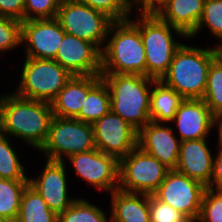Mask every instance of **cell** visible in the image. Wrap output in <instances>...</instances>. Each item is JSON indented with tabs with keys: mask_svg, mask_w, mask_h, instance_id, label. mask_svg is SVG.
Segmentation results:
<instances>
[{
	"mask_svg": "<svg viewBox=\"0 0 222 222\" xmlns=\"http://www.w3.org/2000/svg\"><path fill=\"white\" fill-rule=\"evenodd\" d=\"M52 118L51 103L23 98L13 91L2 94L0 133L20 139L35 151L45 144Z\"/></svg>",
	"mask_w": 222,
	"mask_h": 222,
	"instance_id": "cell-1",
	"label": "cell"
},
{
	"mask_svg": "<svg viewBox=\"0 0 222 222\" xmlns=\"http://www.w3.org/2000/svg\"><path fill=\"white\" fill-rule=\"evenodd\" d=\"M101 74L146 76V56L139 28L130 20L113 21L101 51Z\"/></svg>",
	"mask_w": 222,
	"mask_h": 222,
	"instance_id": "cell-2",
	"label": "cell"
},
{
	"mask_svg": "<svg viewBox=\"0 0 222 222\" xmlns=\"http://www.w3.org/2000/svg\"><path fill=\"white\" fill-rule=\"evenodd\" d=\"M212 47L203 48L183 43L161 80L184 99H202L209 68L217 58V47Z\"/></svg>",
	"mask_w": 222,
	"mask_h": 222,
	"instance_id": "cell-3",
	"label": "cell"
},
{
	"mask_svg": "<svg viewBox=\"0 0 222 222\" xmlns=\"http://www.w3.org/2000/svg\"><path fill=\"white\" fill-rule=\"evenodd\" d=\"M140 30L146 56V76L155 80L167 73L176 51L183 43L175 37L187 39L180 30L162 21L156 14L136 9L135 18H129ZM177 34V36L175 35Z\"/></svg>",
	"mask_w": 222,
	"mask_h": 222,
	"instance_id": "cell-4",
	"label": "cell"
},
{
	"mask_svg": "<svg viewBox=\"0 0 222 222\" xmlns=\"http://www.w3.org/2000/svg\"><path fill=\"white\" fill-rule=\"evenodd\" d=\"M110 91L111 111L139 131L150 122V94L155 79L138 74H101Z\"/></svg>",
	"mask_w": 222,
	"mask_h": 222,
	"instance_id": "cell-5",
	"label": "cell"
},
{
	"mask_svg": "<svg viewBox=\"0 0 222 222\" xmlns=\"http://www.w3.org/2000/svg\"><path fill=\"white\" fill-rule=\"evenodd\" d=\"M20 80L13 92L23 98L51 103L72 78L55 60L23 58Z\"/></svg>",
	"mask_w": 222,
	"mask_h": 222,
	"instance_id": "cell-6",
	"label": "cell"
},
{
	"mask_svg": "<svg viewBox=\"0 0 222 222\" xmlns=\"http://www.w3.org/2000/svg\"><path fill=\"white\" fill-rule=\"evenodd\" d=\"M94 149L97 148L92 124L76 118L53 116L47 140L39 151L48 160L64 162L73 154Z\"/></svg>",
	"mask_w": 222,
	"mask_h": 222,
	"instance_id": "cell-7",
	"label": "cell"
},
{
	"mask_svg": "<svg viewBox=\"0 0 222 222\" xmlns=\"http://www.w3.org/2000/svg\"><path fill=\"white\" fill-rule=\"evenodd\" d=\"M56 19L70 35L95 44L103 50L113 20L79 0H62Z\"/></svg>",
	"mask_w": 222,
	"mask_h": 222,
	"instance_id": "cell-8",
	"label": "cell"
},
{
	"mask_svg": "<svg viewBox=\"0 0 222 222\" xmlns=\"http://www.w3.org/2000/svg\"><path fill=\"white\" fill-rule=\"evenodd\" d=\"M170 169L136 146L119 161V190L152 195Z\"/></svg>",
	"mask_w": 222,
	"mask_h": 222,
	"instance_id": "cell-9",
	"label": "cell"
},
{
	"mask_svg": "<svg viewBox=\"0 0 222 222\" xmlns=\"http://www.w3.org/2000/svg\"><path fill=\"white\" fill-rule=\"evenodd\" d=\"M206 186L175 169L169 170L165 180L153 195L186 218L198 219Z\"/></svg>",
	"mask_w": 222,
	"mask_h": 222,
	"instance_id": "cell-10",
	"label": "cell"
},
{
	"mask_svg": "<svg viewBox=\"0 0 222 222\" xmlns=\"http://www.w3.org/2000/svg\"><path fill=\"white\" fill-rule=\"evenodd\" d=\"M73 172L82 182L89 184L99 191L110 194L119 187V161L98 149L77 153L69 156Z\"/></svg>",
	"mask_w": 222,
	"mask_h": 222,
	"instance_id": "cell-11",
	"label": "cell"
},
{
	"mask_svg": "<svg viewBox=\"0 0 222 222\" xmlns=\"http://www.w3.org/2000/svg\"><path fill=\"white\" fill-rule=\"evenodd\" d=\"M92 125L96 148L118 161L137 146L138 131L112 111Z\"/></svg>",
	"mask_w": 222,
	"mask_h": 222,
	"instance_id": "cell-12",
	"label": "cell"
},
{
	"mask_svg": "<svg viewBox=\"0 0 222 222\" xmlns=\"http://www.w3.org/2000/svg\"><path fill=\"white\" fill-rule=\"evenodd\" d=\"M65 31L56 19H32L21 23L24 57L54 60ZM23 45V46H22Z\"/></svg>",
	"mask_w": 222,
	"mask_h": 222,
	"instance_id": "cell-13",
	"label": "cell"
},
{
	"mask_svg": "<svg viewBox=\"0 0 222 222\" xmlns=\"http://www.w3.org/2000/svg\"><path fill=\"white\" fill-rule=\"evenodd\" d=\"M42 172L29 177V184L37 190L48 207L57 215L66 210L77 198L70 195L67 162L46 159ZM68 178V179H67Z\"/></svg>",
	"mask_w": 222,
	"mask_h": 222,
	"instance_id": "cell-14",
	"label": "cell"
},
{
	"mask_svg": "<svg viewBox=\"0 0 222 222\" xmlns=\"http://www.w3.org/2000/svg\"><path fill=\"white\" fill-rule=\"evenodd\" d=\"M54 60L72 75H101V50L74 35L65 33Z\"/></svg>",
	"mask_w": 222,
	"mask_h": 222,
	"instance_id": "cell-15",
	"label": "cell"
},
{
	"mask_svg": "<svg viewBox=\"0 0 222 222\" xmlns=\"http://www.w3.org/2000/svg\"><path fill=\"white\" fill-rule=\"evenodd\" d=\"M170 124L174 132L178 131L176 135L183 142L209 138L210 133L217 128V118L203 99L189 98L182 101Z\"/></svg>",
	"mask_w": 222,
	"mask_h": 222,
	"instance_id": "cell-16",
	"label": "cell"
},
{
	"mask_svg": "<svg viewBox=\"0 0 222 222\" xmlns=\"http://www.w3.org/2000/svg\"><path fill=\"white\" fill-rule=\"evenodd\" d=\"M181 140L170 123L150 121L138 131L137 146L170 170L178 164Z\"/></svg>",
	"mask_w": 222,
	"mask_h": 222,
	"instance_id": "cell-17",
	"label": "cell"
},
{
	"mask_svg": "<svg viewBox=\"0 0 222 222\" xmlns=\"http://www.w3.org/2000/svg\"><path fill=\"white\" fill-rule=\"evenodd\" d=\"M209 139L181 142L178 164L175 168L176 171L199 181L206 187L209 185L212 176L213 161L216 155L212 153L211 146L208 145Z\"/></svg>",
	"mask_w": 222,
	"mask_h": 222,
	"instance_id": "cell-18",
	"label": "cell"
},
{
	"mask_svg": "<svg viewBox=\"0 0 222 222\" xmlns=\"http://www.w3.org/2000/svg\"><path fill=\"white\" fill-rule=\"evenodd\" d=\"M101 79V75H73L51 102L53 116L76 118L88 92Z\"/></svg>",
	"mask_w": 222,
	"mask_h": 222,
	"instance_id": "cell-19",
	"label": "cell"
},
{
	"mask_svg": "<svg viewBox=\"0 0 222 222\" xmlns=\"http://www.w3.org/2000/svg\"><path fill=\"white\" fill-rule=\"evenodd\" d=\"M205 0H169L155 14L188 38L202 17Z\"/></svg>",
	"mask_w": 222,
	"mask_h": 222,
	"instance_id": "cell-20",
	"label": "cell"
},
{
	"mask_svg": "<svg viewBox=\"0 0 222 222\" xmlns=\"http://www.w3.org/2000/svg\"><path fill=\"white\" fill-rule=\"evenodd\" d=\"M110 196L111 222H150L149 194L116 189Z\"/></svg>",
	"mask_w": 222,
	"mask_h": 222,
	"instance_id": "cell-21",
	"label": "cell"
},
{
	"mask_svg": "<svg viewBox=\"0 0 222 222\" xmlns=\"http://www.w3.org/2000/svg\"><path fill=\"white\" fill-rule=\"evenodd\" d=\"M184 98L162 80H154L150 94V121L170 123Z\"/></svg>",
	"mask_w": 222,
	"mask_h": 222,
	"instance_id": "cell-22",
	"label": "cell"
},
{
	"mask_svg": "<svg viewBox=\"0 0 222 222\" xmlns=\"http://www.w3.org/2000/svg\"><path fill=\"white\" fill-rule=\"evenodd\" d=\"M15 222H58V215L48 207L37 190L28 184L22 194Z\"/></svg>",
	"mask_w": 222,
	"mask_h": 222,
	"instance_id": "cell-23",
	"label": "cell"
},
{
	"mask_svg": "<svg viewBox=\"0 0 222 222\" xmlns=\"http://www.w3.org/2000/svg\"><path fill=\"white\" fill-rule=\"evenodd\" d=\"M111 111L110 91L101 79L87 94L76 119L94 124L102 116Z\"/></svg>",
	"mask_w": 222,
	"mask_h": 222,
	"instance_id": "cell-24",
	"label": "cell"
},
{
	"mask_svg": "<svg viewBox=\"0 0 222 222\" xmlns=\"http://www.w3.org/2000/svg\"><path fill=\"white\" fill-rule=\"evenodd\" d=\"M29 180L0 178V217L15 222L19 213L22 194Z\"/></svg>",
	"mask_w": 222,
	"mask_h": 222,
	"instance_id": "cell-25",
	"label": "cell"
},
{
	"mask_svg": "<svg viewBox=\"0 0 222 222\" xmlns=\"http://www.w3.org/2000/svg\"><path fill=\"white\" fill-rule=\"evenodd\" d=\"M9 136L0 133V178L11 180H29L27 168L18 156L17 148Z\"/></svg>",
	"mask_w": 222,
	"mask_h": 222,
	"instance_id": "cell-26",
	"label": "cell"
},
{
	"mask_svg": "<svg viewBox=\"0 0 222 222\" xmlns=\"http://www.w3.org/2000/svg\"><path fill=\"white\" fill-rule=\"evenodd\" d=\"M86 199L77 197L66 210L58 214V222H111L108 211Z\"/></svg>",
	"mask_w": 222,
	"mask_h": 222,
	"instance_id": "cell-27",
	"label": "cell"
},
{
	"mask_svg": "<svg viewBox=\"0 0 222 222\" xmlns=\"http://www.w3.org/2000/svg\"><path fill=\"white\" fill-rule=\"evenodd\" d=\"M205 27L213 39L219 40L214 44L217 47L222 42V0H205L202 17L189 41L204 32Z\"/></svg>",
	"mask_w": 222,
	"mask_h": 222,
	"instance_id": "cell-28",
	"label": "cell"
},
{
	"mask_svg": "<svg viewBox=\"0 0 222 222\" xmlns=\"http://www.w3.org/2000/svg\"><path fill=\"white\" fill-rule=\"evenodd\" d=\"M202 99L218 119L222 115V62L218 58L209 68L207 86Z\"/></svg>",
	"mask_w": 222,
	"mask_h": 222,
	"instance_id": "cell-29",
	"label": "cell"
},
{
	"mask_svg": "<svg viewBox=\"0 0 222 222\" xmlns=\"http://www.w3.org/2000/svg\"><path fill=\"white\" fill-rule=\"evenodd\" d=\"M89 7L105 13L113 21H123L136 11V0H79Z\"/></svg>",
	"mask_w": 222,
	"mask_h": 222,
	"instance_id": "cell-30",
	"label": "cell"
},
{
	"mask_svg": "<svg viewBox=\"0 0 222 222\" xmlns=\"http://www.w3.org/2000/svg\"><path fill=\"white\" fill-rule=\"evenodd\" d=\"M21 21L0 16V53L19 50L21 46ZM0 54V55H1Z\"/></svg>",
	"mask_w": 222,
	"mask_h": 222,
	"instance_id": "cell-31",
	"label": "cell"
},
{
	"mask_svg": "<svg viewBox=\"0 0 222 222\" xmlns=\"http://www.w3.org/2000/svg\"><path fill=\"white\" fill-rule=\"evenodd\" d=\"M198 221L222 222V191L206 188Z\"/></svg>",
	"mask_w": 222,
	"mask_h": 222,
	"instance_id": "cell-32",
	"label": "cell"
},
{
	"mask_svg": "<svg viewBox=\"0 0 222 222\" xmlns=\"http://www.w3.org/2000/svg\"><path fill=\"white\" fill-rule=\"evenodd\" d=\"M24 21L56 18L62 0H24Z\"/></svg>",
	"mask_w": 222,
	"mask_h": 222,
	"instance_id": "cell-33",
	"label": "cell"
},
{
	"mask_svg": "<svg viewBox=\"0 0 222 222\" xmlns=\"http://www.w3.org/2000/svg\"><path fill=\"white\" fill-rule=\"evenodd\" d=\"M150 222H182L186 217L172 206L149 195Z\"/></svg>",
	"mask_w": 222,
	"mask_h": 222,
	"instance_id": "cell-34",
	"label": "cell"
},
{
	"mask_svg": "<svg viewBox=\"0 0 222 222\" xmlns=\"http://www.w3.org/2000/svg\"><path fill=\"white\" fill-rule=\"evenodd\" d=\"M24 0H0V16L24 21Z\"/></svg>",
	"mask_w": 222,
	"mask_h": 222,
	"instance_id": "cell-35",
	"label": "cell"
},
{
	"mask_svg": "<svg viewBox=\"0 0 222 222\" xmlns=\"http://www.w3.org/2000/svg\"><path fill=\"white\" fill-rule=\"evenodd\" d=\"M216 143L217 155L214 157L212 176L207 188L222 191V141L218 139Z\"/></svg>",
	"mask_w": 222,
	"mask_h": 222,
	"instance_id": "cell-36",
	"label": "cell"
},
{
	"mask_svg": "<svg viewBox=\"0 0 222 222\" xmlns=\"http://www.w3.org/2000/svg\"><path fill=\"white\" fill-rule=\"evenodd\" d=\"M168 1L169 0H136L135 9L148 14H155Z\"/></svg>",
	"mask_w": 222,
	"mask_h": 222,
	"instance_id": "cell-37",
	"label": "cell"
},
{
	"mask_svg": "<svg viewBox=\"0 0 222 222\" xmlns=\"http://www.w3.org/2000/svg\"><path fill=\"white\" fill-rule=\"evenodd\" d=\"M218 139L222 141V115L217 119V130Z\"/></svg>",
	"mask_w": 222,
	"mask_h": 222,
	"instance_id": "cell-38",
	"label": "cell"
},
{
	"mask_svg": "<svg viewBox=\"0 0 222 222\" xmlns=\"http://www.w3.org/2000/svg\"><path fill=\"white\" fill-rule=\"evenodd\" d=\"M217 58L222 62V51L217 47Z\"/></svg>",
	"mask_w": 222,
	"mask_h": 222,
	"instance_id": "cell-39",
	"label": "cell"
},
{
	"mask_svg": "<svg viewBox=\"0 0 222 222\" xmlns=\"http://www.w3.org/2000/svg\"><path fill=\"white\" fill-rule=\"evenodd\" d=\"M182 222H199L198 219H189V218H186L184 221Z\"/></svg>",
	"mask_w": 222,
	"mask_h": 222,
	"instance_id": "cell-40",
	"label": "cell"
},
{
	"mask_svg": "<svg viewBox=\"0 0 222 222\" xmlns=\"http://www.w3.org/2000/svg\"><path fill=\"white\" fill-rule=\"evenodd\" d=\"M0 222H9L8 220H6L5 218L3 217H0Z\"/></svg>",
	"mask_w": 222,
	"mask_h": 222,
	"instance_id": "cell-41",
	"label": "cell"
},
{
	"mask_svg": "<svg viewBox=\"0 0 222 222\" xmlns=\"http://www.w3.org/2000/svg\"><path fill=\"white\" fill-rule=\"evenodd\" d=\"M217 47L222 51V42Z\"/></svg>",
	"mask_w": 222,
	"mask_h": 222,
	"instance_id": "cell-42",
	"label": "cell"
}]
</instances>
